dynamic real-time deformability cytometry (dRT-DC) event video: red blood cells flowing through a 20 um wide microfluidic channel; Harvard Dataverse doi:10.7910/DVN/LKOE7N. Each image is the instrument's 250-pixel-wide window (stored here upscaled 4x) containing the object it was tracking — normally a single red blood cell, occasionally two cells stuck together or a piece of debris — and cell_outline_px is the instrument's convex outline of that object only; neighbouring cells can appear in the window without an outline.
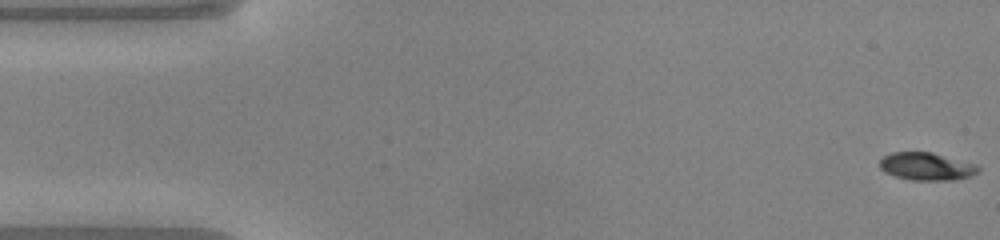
{"species": "common noctule bat (a hibernating species)", "species_latin": "Nyctalus noctula", "temperature_condition": "warm", "stored_images_in_passage": 49, "camera_frame_rate_fps": 3000, "um_per_image_px": 0.085, "animal": {"sex": "male", "body_mass_g": 20.0, "forearm_length_mm": 53.3}, "frame": {"image": 1, "passage_image": 1, "time_ms": 0.0, "image_size_px": [1000, 240], "cell_outline_px": [[980, 168], [976, 172], [968, 176], [952, 180], [912, 180], [896, 176], [884, 172], [880, 168], [880, 160], [884, 156], [892, 152], [932, 152], [976, 164]], "centroid_in_image_um": [78.72, 14.14], "position_along_channel_um": 6.3, "area_um2": 15.72}}
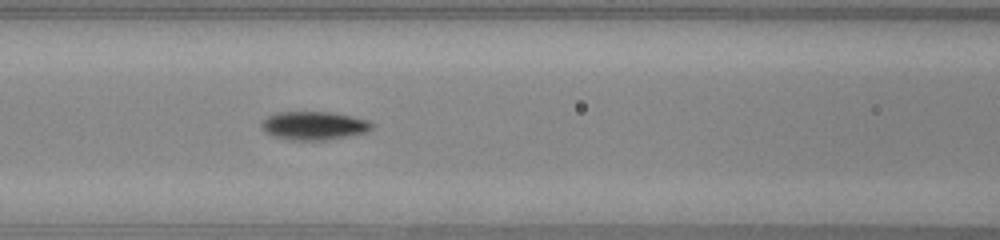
{"frame": {"image": 2, "passage_image": 20, "time_ms": 6.333, "image_size_px": [1000, 240], "cell_outline_px": [[372, 128], [368, 132], [328, 140], [292, 140], [272, 136], [264, 132], [260, 128], [260, 124], [268, 116], [276, 112], [332, 112], [352, 116], [368, 120], [372, 124]], "centroid_in_image_um": [26.66, 10.68], "position_along_channel_um": 139.9, "area_um2": 18.44}}
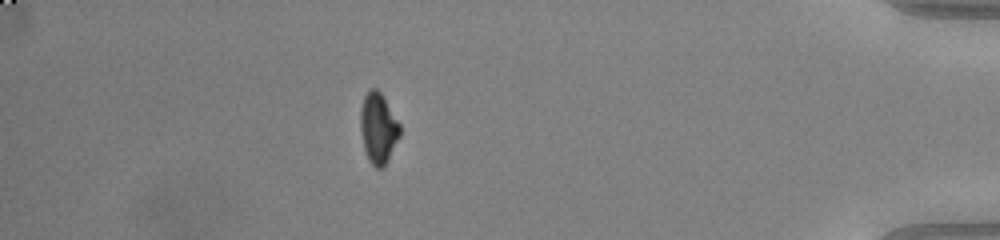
{"frame": {"image": 3, "passage_image": 43, "time_ms": 14.0, "image_size_px": [1000, 240], "cell_outline_px": [[400, 136], [384, 168], [376, 168], [368, 160], [364, 148], [360, 132], [360, 108], [364, 96], [368, 88], [376, 88], [384, 96], [400, 124]], "centroid_in_image_um": [32.14, 10.88], "position_along_channel_um": 403.1, "area_um2": 16.53}, "authors_computed_cell_mechanics": {"area_um2": 16.762, "velocity_mm_per_s": 4.1213, "shape_relaxation_time_tau1_ms": 3.0418, "shape_relaxation_time_tau2_ms": null, "deformation_change_tau1": 0.1625, "deformation_change_tau2": null}}